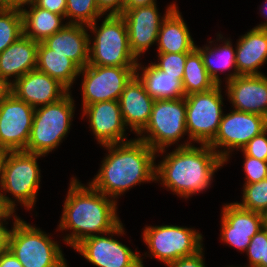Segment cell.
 I'll return each mask as SVG.
<instances>
[{
  "instance_id": "obj_1",
  "label": "cell",
  "mask_w": 267,
  "mask_h": 267,
  "mask_svg": "<svg viewBox=\"0 0 267 267\" xmlns=\"http://www.w3.org/2000/svg\"><path fill=\"white\" fill-rule=\"evenodd\" d=\"M69 185L58 230H72L63 238L72 249L82 240L106 234L121 223L116 200L97 191L90 183L84 186L75 177Z\"/></svg>"
},
{
  "instance_id": "obj_2",
  "label": "cell",
  "mask_w": 267,
  "mask_h": 267,
  "mask_svg": "<svg viewBox=\"0 0 267 267\" xmlns=\"http://www.w3.org/2000/svg\"><path fill=\"white\" fill-rule=\"evenodd\" d=\"M108 155L103 158L97 175L89 182L97 191L116 199L144 182H154L157 152L139 140L104 145Z\"/></svg>"
},
{
  "instance_id": "obj_3",
  "label": "cell",
  "mask_w": 267,
  "mask_h": 267,
  "mask_svg": "<svg viewBox=\"0 0 267 267\" xmlns=\"http://www.w3.org/2000/svg\"><path fill=\"white\" fill-rule=\"evenodd\" d=\"M179 144L156 165L155 181L181 198L207 189L214 173L226 163L209 145Z\"/></svg>"
},
{
  "instance_id": "obj_4",
  "label": "cell",
  "mask_w": 267,
  "mask_h": 267,
  "mask_svg": "<svg viewBox=\"0 0 267 267\" xmlns=\"http://www.w3.org/2000/svg\"><path fill=\"white\" fill-rule=\"evenodd\" d=\"M97 20L87 25L95 34L89 40V65L106 67H136L138 59L129 46L128 30L121 14L105 16L100 27ZM98 26V27H97Z\"/></svg>"
},
{
  "instance_id": "obj_5",
  "label": "cell",
  "mask_w": 267,
  "mask_h": 267,
  "mask_svg": "<svg viewBox=\"0 0 267 267\" xmlns=\"http://www.w3.org/2000/svg\"><path fill=\"white\" fill-rule=\"evenodd\" d=\"M14 218V219H13ZM8 249L23 267H67L62 249L40 228L14 215Z\"/></svg>"
},
{
  "instance_id": "obj_6",
  "label": "cell",
  "mask_w": 267,
  "mask_h": 267,
  "mask_svg": "<svg viewBox=\"0 0 267 267\" xmlns=\"http://www.w3.org/2000/svg\"><path fill=\"white\" fill-rule=\"evenodd\" d=\"M74 106L69 91L60 100L35 108L28 144L24 151L45 156L56 149L69 133Z\"/></svg>"
},
{
  "instance_id": "obj_7",
  "label": "cell",
  "mask_w": 267,
  "mask_h": 267,
  "mask_svg": "<svg viewBox=\"0 0 267 267\" xmlns=\"http://www.w3.org/2000/svg\"><path fill=\"white\" fill-rule=\"evenodd\" d=\"M187 133L185 97L155 99L149 122L137 135L140 136L137 139L148 144L158 154H164L165 148L180 142V138Z\"/></svg>"
},
{
  "instance_id": "obj_8",
  "label": "cell",
  "mask_w": 267,
  "mask_h": 267,
  "mask_svg": "<svg viewBox=\"0 0 267 267\" xmlns=\"http://www.w3.org/2000/svg\"><path fill=\"white\" fill-rule=\"evenodd\" d=\"M42 156L24 150L11 151L8 155L0 187L3 193L8 192L16 199L14 200V210L17 207L16 201L27 210L35 206L41 181V170L37 158Z\"/></svg>"
},
{
  "instance_id": "obj_9",
  "label": "cell",
  "mask_w": 267,
  "mask_h": 267,
  "mask_svg": "<svg viewBox=\"0 0 267 267\" xmlns=\"http://www.w3.org/2000/svg\"><path fill=\"white\" fill-rule=\"evenodd\" d=\"M221 85L206 92L185 96L188 140L209 145L215 138L223 116Z\"/></svg>"
},
{
  "instance_id": "obj_10",
  "label": "cell",
  "mask_w": 267,
  "mask_h": 267,
  "mask_svg": "<svg viewBox=\"0 0 267 267\" xmlns=\"http://www.w3.org/2000/svg\"><path fill=\"white\" fill-rule=\"evenodd\" d=\"M143 241L149 254L165 265L191 256L203 248L202 234L192 228L176 225L146 226Z\"/></svg>"
},
{
  "instance_id": "obj_11",
  "label": "cell",
  "mask_w": 267,
  "mask_h": 267,
  "mask_svg": "<svg viewBox=\"0 0 267 267\" xmlns=\"http://www.w3.org/2000/svg\"><path fill=\"white\" fill-rule=\"evenodd\" d=\"M123 223L105 234L88 237L78 243L74 250L96 267H144L138 251L134 253L122 244L115 235H123ZM109 236V237H108Z\"/></svg>"
},
{
  "instance_id": "obj_12",
  "label": "cell",
  "mask_w": 267,
  "mask_h": 267,
  "mask_svg": "<svg viewBox=\"0 0 267 267\" xmlns=\"http://www.w3.org/2000/svg\"><path fill=\"white\" fill-rule=\"evenodd\" d=\"M266 129V117L233 109L230 113L223 114L218 132L209 146L227 162L233 150H241Z\"/></svg>"
},
{
  "instance_id": "obj_13",
  "label": "cell",
  "mask_w": 267,
  "mask_h": 267,
  "mask_svg": "<svg viewBox=\"0 0 267 267\" xmlns=\"http://www.w3.org/2000/svg\"><path fill=\"white\" fill-rule=\"evenodd\" d=\"M136 67H106L87 64L80 69L82 107L103 101H118Z\"/></svg>"
},
{
  "instance_id": "obj_14",
  "label": "cell",
  "mask_w": 267,
  "mask_h": 267,
  "mask_svg": "<svg viewBox=\"0 0 267 267\" xmlns=\"http://www.w3.org/2000/svg\"><path fill=\"white\" fill-rule=\"evenodd\" d=\"M35 108L9 92L0 100V143L11 151L25 150Z\"/></svg>"
},
{
  "instance_id": "obj_15",
  "label": "cell",
  "mask_w": 267,
  "mask_h": 267,
  "mask_svg": "<svg viewBox=\"0 0 267 267\" xmlns=\"http://www.w3.org/2000/svg\"><path fill=\"white\" fill-rule=\"evenodd\" d=\"M176 6V3L169 5L162 18H160L157 3L127 9L121 14L127 26L130 49L137 59L157 43L163 20Z\"/></svg>"
},
{
  "instance_id": "obj_16",
  "label": "cell",
  "mask_w": 267,
  "mask_h": 267,
  "mask_svg": "<svg viewBox=\"0 0 267 267\" xmlns=\"http://www.w3.org/2000/svg\"><path fill=\"white\" fill-rule=\"evenodd\" d=\"M221 213V240L240 252L246 251L252 237L265 226V215L241 208L236 202L225 204Z\"/></svg>"
},
{
  "instance_id": "obj_17",
  "label": "cell",
  "mask_w": 267,
  "mask_h": 267,
  "mask_svg": "<svg viewBox=\"0 0 267 267\" xmlns=\"http://www.w3.org/2000/svg\"><path fill=\"white\" fill-rule=\"evenodd\" d=\"M82 109L83 115L89 119L95 139L102 146L131 141L125 136L128 128L124 124L118 101L97 102Z\"/></svg>"
},
{
  "instance_id": "obj_18",
  "label": "cell",
  "mask_w": 267,
  "mask_h": 267,
  "mask_svg": "<svg viewBox=\"0 0 267 267\" xmlns=\"http://www.w3.org/2000/svg\"><path fill=\"white\" fill-rule=\"evenodd\" d=\"M10 92L37 108L60 100L69 90L55 78L35 69L14 81Z\"/></svg>"
},
{
  "instance_id": "obj_19",
  "label": "cell",
  "mask_w": 267,
  "mask_h": 267,
  "mask_svg": "<svg viewBox=\"0 0 267 267\" xmlns=\"http://www.w3.org/2000/svg\"><path fill=\"white\" fill-rule=\"evenodd\" d=\"M226 84L233 109L267 118V76L239 75Z\"/></svg>"
},
{
  "instance_id": "obj_20",
  "label": "cell",
  "mask_w": 267,
  "mask_h": 267,
  "mask_svg": "<svg viewBox=\"0 0 267 267\" xmlns=\"http://www.w3.org/2000/svg\"><path fill=\"white\" fill-rule=\"evenodd\" d=\"M155 99H153L145 90L143 83L134 75L125 85L121 96L119 97V106L125 126H129L130 131H134L137 135L148 124L152 107Z\"/></svg>"
},
{
  "instance_id": "obj_21",
  "label": "cell",
  "mask_w": 267,
  "mask_h": 267,
  "mask_svg": "<svg viewBox=\"0 0 267 267\" xmlns=\"http://www.w3.org/2000/svg\"><path fill=\"white\" fill-rule=\"evenodd\" d=\"M87 25L67 23L62 29L46 38L43 43L55 53L70 58L80 68L89 63V40Z\"/></svg>"
},
{
  "instance_id": "obj_22",
  "label": "cell",
  "mask_w": 267,
  "mask_h": 267,
  "mask_svg": "<svg viewBox=\"0 0 267 267\" xmlns=\"http://www.w3.org/2000/svg\"><path fill=\"white\" fill-rule=\"evenodd\" d=\"M38 45L39 42L23 35L0 53V76L8 84L36 69ZM12 77L13 81L9 79Z\"/></svg>"
},
{
  "instance_id": "obj_23",
  "label": "cell",
  "mask_w": 267,
  "mask_h": 267,
  "mask_svg": "<svg viewBox=\"0 0 267 267\" xmlns=\"http://www.w3.org/2000/svg\"><path fill=\"white\" fill-rule=\"evenodd\" d=\"M239 75H260L258 69L267 61V29L252 28L236 44Z\"/></svg>"
},
{
  "instance_id": "obj_24",
  "label": "cell",
  "mask_w": 267,
  "mask_h": 267,
  "mask_svg": "<svg viewBox=\"0 0 267 267\" xmlns=\"http://www.w3.org/2000/svg\"><path fill=\"white\" fill-rule=\"evenodd\" d=\"M157 43L158 53H190L196 48L177 6L163 20Z\"/></svg>"
},
{
  "instance_id": "obj_25",
  "label": "cell",
  "mask_w": 267,
  "mask_h": 267,
  "mask_svg": "<svg viewBox=\"0 0 267 267\" xmlns=\"http://www.w3.org/2000/svg\"><path fill=\"white\" fill-rule=\"evenodd\" d=\"M138 70L141 72L139 73ZM135 75L153 99L185 97L182 82L176 76L168 75V73L159 70L152 62L147 67H142L141 63H137Z\"/></svg>"
},
{
  "instance_id": "obj_26",
  "label": "cell",
  "mask_w": 267,
  "mask_h": 267,
  "mask_svg": "<svg viewBox=\"0 0 267 267\" xmlns=\"http://www.w3.org/2000/svg\"><path fill=\"white\" fill-rule=\"evenodd\" d=\"M29 6V10L24 7L20 9L23 17V35L36 42H43L67 24L62 22L63 19L66 20L62 15L40 8L34 3Z\"/></svg>"
},
{
  "instance_id": "obj_27",
  "label": "cell",
  "mask_w": 267,
  "mask_h": 267,
  "mask_svg": "<svg viewBox=\"0 0 267 267\" xmlns=\"http://www.w3.org/2000/svg\"><path fill=\"white\" fill-rule=\"evenodd\" d=\"M36 69L55 78L70 91L76 77L80 76L81 68L70 58L55 53L43 42H39Z\"/></svg>"
},
{
  "instance_id": "obj_28",
  "label": "cell",
  "mask_w": 267,
  "mask_h": 267,
  "mask_svg": "<svg viewBox=\"0 0 267 267\" xmlns=\"http://www.w3.org/2000/svg\"><path fill=\"white\" fill-rule=\"evenodd\" d=\"M223 43L222 46L216 44L213 48H211L212 45H205L202 48L196 45V49L202 55L205 69L217 85L222 83L218 74L219 71L223 72L233 68L234 71L227 75L226 82L239 76L236 67V49L233 48L229 39H225Z\"/></svg>"
},
{
  "instance_id": "obj_29",
  "label": "cell",
  "mask_w": 267,
  "mask_h": 267,
  "mask_svg": "<svg viewBox=\"0 0 267 267\" xmlns=\"http://www.w3.org/2000/svg\"><path fill=\"white\" fill-rule=\"evenodd\" d=\"M216 86L217 84L205 69L202 55L195 48L187 55L185 62L182 80L185 96L192 93L206 92Z\"/></svg>"
},
{
  "instance_id": "obj_30",
  "label": "cell",
  "mask_w": 267,
  "mask_h": 267,
  "mask_svg": "<svg viewBox=\"0 0 267 267\" xmlns=\"http://www.w3.org/2000/svg\"><path fill=\"white\" fill-rule=\"evenodd\" d=\"M23 36V17L19 8L0 10V53Z\"/></svg>"
},
{
  "instance_id": "obj_31",
  "label": "cell",
  "mask_w": 267,
  "mask_h": 267,
  "mask_svg": "<svg viewBox=\"0 0 267 267\" xmlns=\"http://www.w3.org/2000/svg\"><path fill=\"white\" fill-rule=\"evenodd\" d=\"M101 16L104 13L99 9L97 0H66L67 23L89 25Z\"/></svg>"
},
{
  "instance_id": "obj_32",
  "label": "cell",
  "mask_w": 267,
  "mask_h": 267,
  "mask_svg": "<svg viewBox=\"0 0 267 267\" xmlns=\"http://www.w3.org/2000/svg\"><path fill=\"white\" fill-rule=\"evenodd\" d=\"M242 191V202H236L241 208L263 215L267 213V178L259 182L244 184Z\"/></svg>"
},
{
  "instance_id": "obj_33",
  "label": "cell",
  "mask_w": 267,
  "mask_h": 267,
  "mask_svg": "<svg viewBox=\"0 0 267 267\" xmlns=\"http://www.w3.org/2000/svg\"><path fill=\"white\" fill-rule=\"evenodd\" d=\"M248 256V266L267 267V226L261 228L251 239L249 246L246 249Z\"/></svg>"
},
{
  "instance_id": "obj_34",
  "label": "cell",
  "mask_w": 267,
  "mask_h": 267,
  "mask_svg": "<svg viewBox=\"0 0 267 267\" xmlns=\"http://www.w3.org/2000/svg\"><path fill=\"white\" fill-rule=\"evenodd\" d=\"M189 53H158V62L153 63L159 70L176 76L181 82L183 80L184 67Z\"/></svg>"
},
{
  "instance_id": "obj_35",
  "label": "cell",
  "mask_w": 267,
  "mask_h": 267,
  "mask_svg": "<svg viewBox=\"0 0 267 267\" xmlns=\"http://www.w3.org/2000/svg\"><path fill=\"white\" fill-rule=\"evenodd\" d=\"M243 170L245 172V183L251 184L267 178V161H262L244 154Z\"/></svg>"
},
{
  "instance_id": "obj_36",
  "label": "cell",
  "mask_w": 267,
  "mask_h": 267,
  "mask_svg": "<svg viewBox=\"0 0 267 267\" xmlns=\"http://www.w3.org/2000/svg\"><path fill=\"white\" fill-rule=\"evenodd\" d=\"M241 151L250 157L267 161V129L252 138Z\"/></svg>"
},
{
  "instance_id": "obj_37",
  "label": "cell",
  "mask_w": 267,
  "mask_h": 267,
  "mask_svg": "<svg viewBox=\"0 0 267 267\" xmlns=\"http://www.w3.org/2000/svg\"><path fill=\"white\" fill-rule=\"evenodd\" d=\"M203 248L198 251L197 253L187 256V257H181L178 260H175L174 262H171L165 266L167 267H206L204 259V253Z\"/></svg>"
},
{
  "instance_id": "obj_38",
  "label": "cell",
  "mask_w": 267,
  "mask_h": 267,
  "mask_svg": "<svg viewBox=\"0 0 267 267\" xmlns=\"http://www.w3.org/2000/svg\"><path fill=\"white\" fill-rule=\"evenodd\" d=\"M34 4L40 8L65 17L66 0H35Z\"/></svg>"
},
{
  "instance_id": "obj_39",
  "label": "cell",
  "mask_w": 267,
  "mask_h": 267,
  "mask_svg": "<svg viewBox=\"0 0 267 267\" xmlns=\"http://www.w3.org/2000/svg\"><path fill=\"white\" fill-rule=\"evenodd\" d=\"M124 3L125 0H97L99 9L106 15L122 14Z\"/></svg>"
},
{
  "instance_id": "obj_40",
  "label": "cell",
  "mask_w": 267,
  "mask_h": 267,
  "mask_svg": "<svg viewBox=\"0 0 267 267\" xmlns=\"http://www.w3.org/2000/svg\"><path fill=\"white\" fill-rule=\"evenodd\" d=\"M14 210V200L3 194L0 188V221H6L7 219L13 217Z\"/></svg>"
},
{
  "instance_id": "obj_41",
  "label": "cell",
  "mask_w": 267,
  "mask_h": 267,
  "mask_svg": "<svg viewBox=\"0 0 267 267\" xmlns=\"http://www.w3.org/2000/svg\"><path fill=\"white\" fill-rule=\"evenodd\" d=\"M0 267H23L13 253L7 249L0 253Z\"/></svg>"
},
{
  "instance_id": "obj_42",
  "label": "cell",
  "mask_w": 267,
  "mask_h": 267,
  "mask_svg": "<svg viewBox=\"0 0 267 267\" xmlns=\"http://www.w3.org/2000/svg\"><path fill=\"white\" fill-rule=\"evenodd\" d=\"M6 222L0 221V253L6 251L8 249V241L10 231L6 228Z\"/></svg>"
},
{
  "instance_id": "obj_43",
  "label": "cell",
  "mask_w": 267,
  "mask_h": 267,
  "mask_svg": "<svg viewBox=\"0 0 267 267\" xmlns=\"http://www.w3.org/2000/svg\"><path fill=\"white\" fill-rule=\"evenodd\" d=\"M156 0H125L123 6V12L127 9L142 7V6H149L155 4Z\"/></svg>"
},
{
  "instance_id": "obj_44",
  "label": "cell",
  "mask_w": 267,
  "mask_h": 267,
  "mask_svg": "<svg viewBox=\"0 0 267 267\" xmlns=\"http://www.w3.org/2000/svg\"><path fill=\"white\" fill-rule=\"evenodd\" d=\"M11 153V150L0 143V180L2 177L3 170L5 168V164L8 158V155Z\"/></svg>"
},
{
  "instance_id": "obj_45",
  "label": "cell",
  "mask_w": 267,
  "mask_h": 267,
  "mask_svg": "<svg viewBox=\"0 0 267 267\" xmlns=\"http://www.w3.org/2000/svg\"><path fill=\"white\" fill-rule=\"evenodd\" d=\"M10 84H8L1 76H0V100L4 98L10 92Z\"/></svg>"
},
{
  "instance_id": "obj_46",
  "label": "cell",
  "mask_w": 267,
  "mask_h": 267,
  "mask_svg": "<svg viewBox=\"0 0 267 267\" xmlns=\"http://www.w3.org/2000/svg\"><path fill=\"white\" fill-rule=\"evenodd\" d=\"M15 8L21 9L25 5L33 4L35 0H10Z\"/></svg>"
},
{
  "instance_id": "obj_47",
  "label": "cell",
  "mask_w": 267,
  "mask_h": 267,
  "mask_svg": "<svg viewBox=\"0 0 267 267\" xmlns=\"http://www.w3.org/2000/svg\"><path fill=\"white\" fill-rule=\"evenodd\" d=\"M262 8L260 9V13H261V15L264 17V18H266L267 19V0L265 1V5H263V6H261ZM255 28H262V29H267V20L265 21V22H263V23H261V24H259V25H257V26H255Z\"/></svg>"
},
{
  "instance_id": "obj_48",
  "label": "cell",
  "mask_w": 267,
  "mask_h": 267,
  "mask_svg": "<svg viewBox=\"0 0 267 267\" xmlns=\"http://www.w3.org/2000/svg\"><path fill=\"white\" fill-rule=\"evenodd\" d=\"M15 8L10 0H0V10H8Z\"/></svg>"
},
{
  "instance_id": "obj_49",
  "label": "cell",
  "mask_w": 267,
  "mask_h": 267,
  "mask_svg": "<svg viewBox=\"0 0 267 267\" xmlns=\"http://www.w3.org/2000/svg\"><path fill=\"white\" fill-rule=\"evenodd\" d=\"M265 225L267 226V213L265 214Z\"/></svg>"
}]
</instances>
